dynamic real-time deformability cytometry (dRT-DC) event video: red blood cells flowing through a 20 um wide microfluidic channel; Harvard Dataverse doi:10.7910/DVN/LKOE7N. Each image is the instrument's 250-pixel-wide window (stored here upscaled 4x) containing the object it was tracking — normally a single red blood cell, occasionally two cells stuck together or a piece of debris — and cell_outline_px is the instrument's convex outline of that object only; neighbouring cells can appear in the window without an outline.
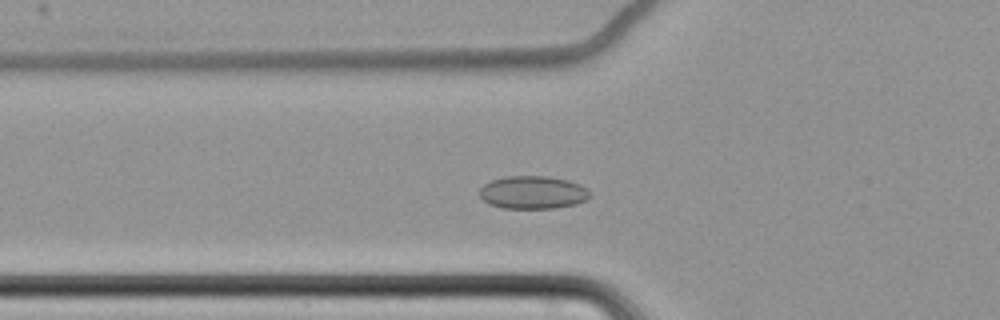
{"species": "common noctule bat (a hibernating species)", "species_latin": "Nyctalus noctula", "temperature_condition": "cold", "stored_images_in_passage": 60, "camera_frame_rate_fps": 3000, "um_per_image_px": 0.085, "animal": {"sex": "female", "body_mass_g": 22.7, "forearm_length_mm": 54.2}, "frame": {"image": 1, "passage_image": 21, "time_ms": 6.667, "image_size_px": [1000, 320], "cell_outline_px": [[592, 196], [588, 200], [576, 204], [552, 208], [504, 208], [488, 204], [480, 196], [480, 188], [484, 184], [492, 180], [508, 176], [548, 176], [568, 180], [580, 184], [592, 192]], "centroid_in_image_um": [45.34, 16.35], "position_along_channel_um": 80.5, "area_um2": 21.33}}
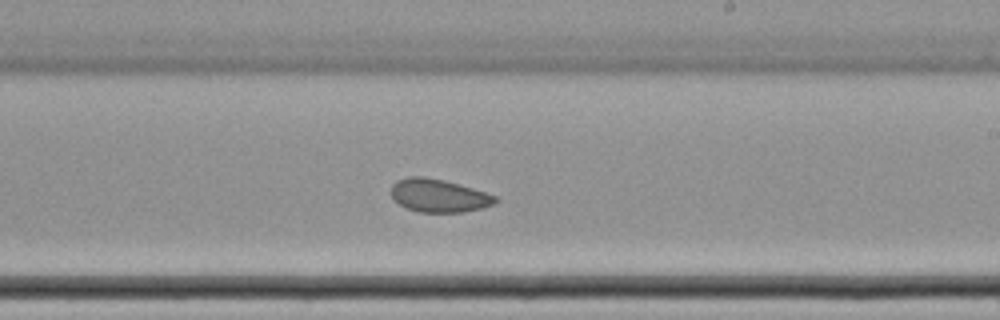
{"frame": {"image": 2, "passage_image": 36, "time_ms": 11.667, "image_size_px": [1000, 320], "cell_outline_px": [[500, 200], [496, 204], [484, 208], [464, 212], [420, 212], [404, 208], [392, 200], [392, 184], [396, 180], [408, 176], [424, 176], [444, 180], [472, 188], [496, 196]], "centroid_in_image_um": [37.29, 16.63], "position_along_channel_um": 251.7, "area_um2": 20.4}}
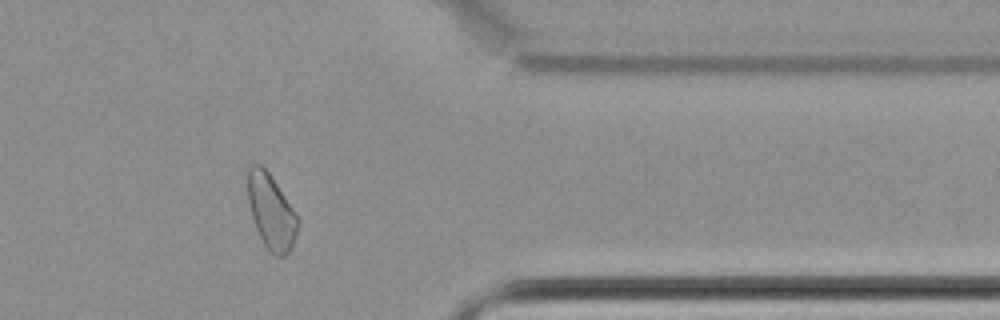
{"frame": {"image": 3, "passage_image": 49, "time_ms": 16.0, "image_size_px": [1000, 320], "cell_outline_px": [[300, 220], [292, 244], [288, 252], [284, 256], [276, 256], [264, 244], [256, 228], [252, 216], [248, 200], [248, 168], [252, 164], [260, 164], [268, 172]], "centroid_in_image_um": [23.04, 17.98], "position_along_channel_um": 388.4, "area_um2": 21.15}, "authors_computed_cell_mechanics": {"area_um2": 21.7328, "velocity_mm_per_s": 3.4466, "shape_relaxation_time_tau1_ms": null, "shape_relaxation_time_tau2_ms": 6.2705, "deformation_change_tau1": null, "deformation_change_tau2": 0.0679}}